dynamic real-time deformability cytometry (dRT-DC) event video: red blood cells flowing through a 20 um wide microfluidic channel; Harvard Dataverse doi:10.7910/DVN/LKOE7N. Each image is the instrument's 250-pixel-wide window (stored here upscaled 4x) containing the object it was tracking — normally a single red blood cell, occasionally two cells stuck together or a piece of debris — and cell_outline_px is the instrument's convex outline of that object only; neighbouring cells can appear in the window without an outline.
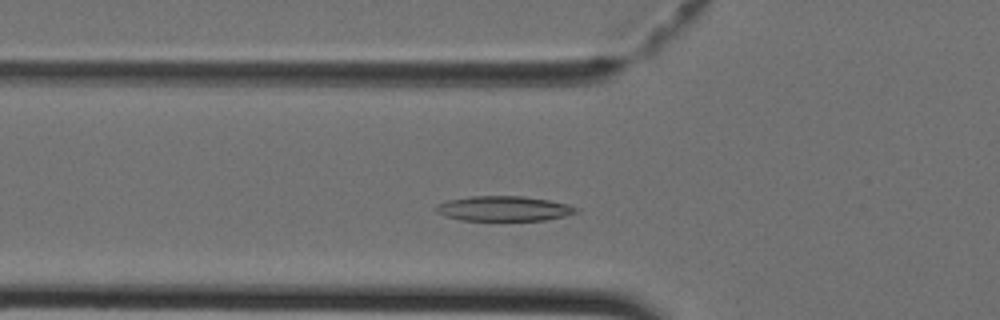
{"species": "Egyptian fruit bat (a non-hibernating species)", "species_latin": "Rousettus aegyptiacus", "temperature_condition": "cold", "stored_images_in_passage": 37, "camera_frame_rate_fps": 3000, "um_per_image_px": 0.085, "animal": {"sex": "female"}, "frame": {"image": 1, "passage_image": 8, "time_ms": 2.333, "image_size_px": [1000, 320], "cell_outline_px": [[580, 212], [564, 216], [544, 220], [460, 220], [444, 216], [436, 212], [432, 208], [436, 204], [448, 200], [472, 196], [524, 196], [548, 200], [568, 204], [580, 208]], "centroid_in_image_um": [42.81, 17.73], "position_along_channel_um": 83.0, "area_um2": 20.58}}
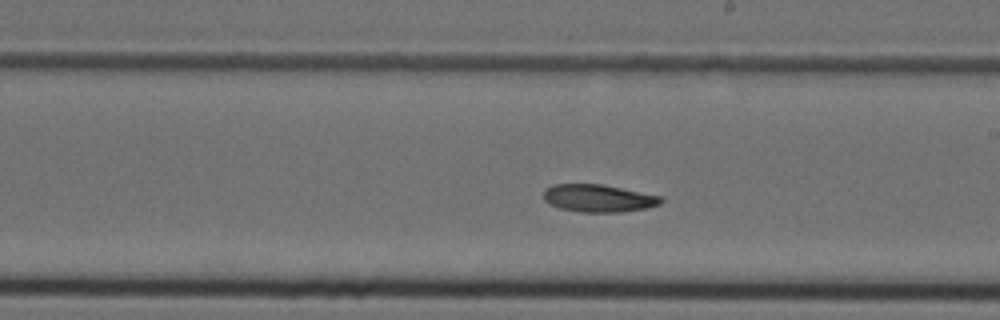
{"frame": {"image": 2, "passage_image": 18, "time_ms": 5.667, "image_size_px": [1000, 320], "cell_outline_px": [[664, 200], [660, 204], [648, 208], [620, 212], [580, 212], [560, 208], [548, 204], [544, 200], [544, 188], [552, 184], [600, 184], [660, 196]], "centroid_in_image_um": [50.83, 16.85], "position_along_channel_um": 238.2, "area_um2": 18.84}}
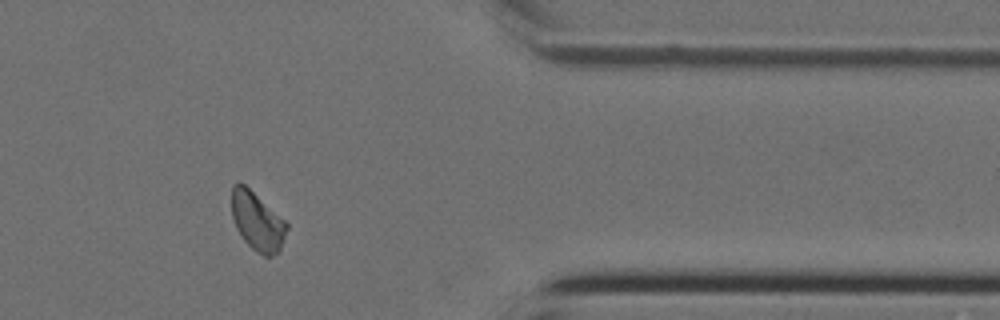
{"frame": {"image": 3, "passage_image": 29, "time_ms": 9.333, "image_size_px": [1000, 320], "cell_outline_px": [[288, 228], [280, 252], [272, 256], [264, 256], [256, 252], [244, 240], [236, 228], [232, 216], [232, 184], [240, 180], [284, 220], [288, 224]], "centroid_in_image_um": [21.87, 18.82], "position_along_channel_um": 389.5, "area_um2": 18.79}}